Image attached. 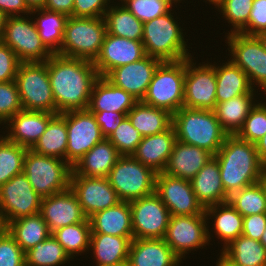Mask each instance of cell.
I'll use <instances>...</instances> for the list:
<instances>
[{"mask_svg": "<svg viewBox=\"0 0 266 266\" xmlns=\"http://www.w3.org/2000/svg\"><path fill=\"white\" fill-rule=\"evenodd\" d=\"M47 67L55 114L88 109L93 85L99 78L93 62L53 54Z\"/></svg>", "mask_w": 266, "mask_h": 266, "instance_id": "1", "label": "cell"}, {"mask_svg": "<svg viewBox=\"0 0 266 266\" xmlns=\"http://www.w3.org/2000/svg\"><path fill=\"white\" fill-rule=\"evenodd\" d=\"M220 168V177L225 193H232L259 182L266 166L260 161L256 146L228 135L214 155Z\"/></svg>", "mask_w": 266, "mask_h": 266, "instance_id": "2", "label": "cell"}, {"mask_svg": "<svg viewBox=\"0 0 266 266\" xmlns=\"http://www.w3.org/2000/svg\"><path fill=\"white\" fill-rule=\"evenodd\" d=\"M172 126L180 142L203 148L215 155L228 134L211 110L180 108L172 114Z\"/></svg>", "mask_w": 266, "mask_h": 266, "instance_id": "3", "label": "cell"}, {"mask_svg": "<svg viewBox=\"0 0 266 266\" xmlns=\"http://www.w3.org/2000/svg\"><path fill=\"white\" fill-rule=\"evenodd\" d=\"M143 23V38L145 54L163 61H180L194 57L189 53L185 41L184 30L171 12Z\"/></svg>", "mask_w": 266, "mask_h": 266, "instance_id": "4", "label": "cell"}, {"mask_svg": "<svg viewBox=\"0 0 266 266\" xmlns=\"http://www.w3.org/2000/svg\"><path fill=\"white\" fill-rule=\"evenodd\" d=\"M106 33L103 17L70 16L65 24L62 45L56 54L94 62L100 53Z\"/></svg>", "mask_w": 266, "mask_h": 266, "instance_id": "5", "label": "cell"}, {"mask_svg": "<svg viewBox=\"0 0 266 266\" xmlns=\"http://www.w3.org/2000/svg\"><path fill=\"white\" fill-rule=\"evenodd\" d=\"M186 59L163 61L156 68L142 102L176 113L183 107Z\"/></svg>", "mask_w": 266, "mask_h": 266, "instance_id": "6", "label": "cell"}, {"mask_svg": "<svg viewBox=\"0 0 266 266\" xmlns=\"http://www.w3.org/2000/svg\"><path fill=\"white\" fill-rule=\"evenodd\" d=\"M72 170V166L67 161L40 155L31 149H27L24 156L23 173L42 198L70 188Z\"/></svg>", "mask_w": 266, "mask_h": 266, "instance_id": "7", "label": "cell"}, {"mask_svg": "<svg viewBox=\"0 0 266 266\" xmlns=\"http://www.w3.org/2000/svg\"><path fill=\"white\" fill-rule=\"evenodd\" d=\"M157 173L136 160L122 155L107 176L120 201L131 202L155 192Z\"/></svg>", "mask_w": 266, "mask_h": 266, "instance_id": "8", "label": "cell"}, {"mask_svg": "<svg viewBox=\"0 0 266 266\" xmlns=\"http://www.w3.org/2000/svg\"><path fill=\"white\" fill-rule=\"evenodd\" d=\"M15 82L24 110L55 114L47 61L21 62Z\"/></svg>", "mask_w": 266, "mask_h": 266, "instance_id": "9", "label": "cell"}, {"mask_svg": "<svg viewBox=\"0 0 266 266\" xmlns=\"http://www.w3.org/2000/svg\"><path fill=\"white\" fill-rule=\"evenodd\" d=\"M28 17L8 16L1 42L8 45L21 62H46L53 53L42 42L34 17Z\"/></svg>", "mask_w": 266, "mask_h": 266, "instance_id": "10", "label": "cell"}, {"mask_svg": "<svg viewBox=\"0 0 266 266\" xmlns=\"http://www.w3.org/2000/svg\"><path fill=\"white\" fill-rule=\"evenodd\" d=\"M226 34L225 43L231 56L229 60L247 74L253 89L257 86L266 95V50L261 41L257 36Z\"/></svg>", "mask_w": 266, "mask_h": 266, "instance_id": "11", "label": "cell"}, {"mask_svg": "<svg viewBox=\"0 0 266 266\" xmlns=\"http://www.w3.org/2000/svg\"><path fill=\"white\" fill-rule=\"evenodd\" d=\"M208 223L205 214L171 216L164 240L182 261L192 250L209 245L212 234Z\"/></svg>", "mask_w": 266, "mask_h": 266, "instance_id": "12", "label": "cell"}, {"mask_svg": "<svg viewBox=\"0 0 266 266\" xmlns=\"http://www.w3.org/2000/svg\"><path fill=\"white\" fill-rule=\"evenodd\" d=\"M193 58L186 59L183 106L192 109L214 111L216 108V64H197ZM204 64V65H203Z\"/></svg>", "mask_w": 266, "mask_h": 266, "instance_id": "13", "label": "cell"}, {"mask_svg": "<svg viewBox=\"0 0 266 266\" xmlns=\"http://www.w3.org/2000/svg\"><path fill=\"white\" fill-rule=\"evenodd\" d=\"M66 120L68 143L66 161L73 166L92 147L104 139L95 116L89 109L60 114Z\"/></svg>", "mask_w": 266, "mask_h": 266, "instance_id": "14", "label": "cell"}, {"mask_svg": "<svg viewBox=\"0 0 266 266\" xmlns=\"http://www.w3.org/2000/svg\"><path fill=\"white\" fill-rule=\"evenodd\" d=\"M129 203L133 239L165 237L171 214L155 192Z\"/></svg>", "mask_w": 266, "mask_h": 266, "instance_id": "15", "label": "cell"}, {"mask_svg": "<svg viewBox=\"0 0 266 266\" xmlns=\"http://www.w3.org/2000/svg\"><path fill=\"white\" fill-rule=\"evenodd\" d=\"M41 200L24 173L0 185V208L7 223L39 213Z\"/></svg>", "mask_w": 266, "mask_h": 266, "instance_id": "16", "label": "cell"}, {"mask_svg": "<svg viewBox=\"0 0 266 266\" xmlns=\"http://www.w3.org/2000/svg\"><path fill=\"white\" fill-rule=\"evenodd\" d=\"M155 193L170 211L171 216L205 214V208L197 200L190 180L157 173Z\"/></svg>", "mask_w": 266, "mask_h": 266, "instance_id": "17", "label": "cell"}, {"mask_svg": "<svg viewBox=\"0 0 266 266\" xmlns=\"http://www.w3.org/2000/svg\"><path fill=\"white\" fill-rule=\"evenodd\" d=\"M70 189L77 196L78 202L88 219L93 214L120 202L107 177H84L77 175L72 170Z\"/></svg>", "mask_w": 266, "mask_h": 266, "instance_id": "18", "label": "cell"}, {"mask_svg": "<svg viewBox=\"0 0 266 266\" xmlns=\"http://www.w3.org/2000/svg\"><path fill=\"white\" fill-rule=\"evenodd\" d=\"M161 62L158 58L146 55L137 62L116 67L105 78L114 86L130 93L138 101H142Z\"/></svg>", "mask_w": 266, "mask_h": 266, "instance_id": "19", "label": "cell"}, {"mask_svg": "<svg viewBox=\"0 0 266 266\" xmlns=\"http://www.w3.org/2000/svg\"><path fill=\"white\" fill-rule=\"evenodd\" d=\"M145 56L142 41L106 33L100 53L93 64L98 75L105 77L116 67L137 62Z\"/></svg>", "mask_w": 266, "mask_h": 266, "instance_id": "20", "label": "cell"}, {"mask_svg": "<svg viewBox=\"0 0 266 266\" xmlns=\"http://www.w3.org/2000/svg\"><path fill=\"white\" fill-rule=\"evenodd\" d=\"M41 215L52 233L58 228L86 221L77 196L68 188L41 200Z\"/></svg>", "mask_w": 266, "mask_h": 266, "instance_id": "21", "label": "cell"}, {"mask_svg": "<svg viewBox=\"0 0 266 266\" xmlns=\"http://www.w3.org/2000/svg\"><path fill=\"white\" fill-rule=\"evenodd\" d=\"M56 114L22 109L11 117L5 124L8 129L4 137L27 149H31L45 132L49 121ZM9 123V124H8Z\"/></svg>", "mask_w": 266, "mask_h": 266, "instance_id": "22", "label": "cell"}, {"mask_svg": "<svg viewBox=\"0 0 266 266\" xmlns=\"http://www.w3.org/2000/svg\"><path fill=\"white\" fill-rule=\"evenodd\" d=\"M164 238L133 239L129 247V266H180Z\"/></svg>", "mask_w": 266, "mask_h": 266, "instance_id": "23", "label": "cell"}, {"mask_svg": "<svg viewBox=\"0 0 266 266\" xmlns=\"http://www.w3.org/2000/svg\"><path fill=\"white\" fill-rule=\"evenodd\" d=\"M213 156L203 148L176 140L163 173L191 180Z\"/></svg>", "mask_w": 266, "mask_h": 266, "instance_id": "24", "label": "cell"}, {"mask_svg": "<svg viewBox=\"0 0 266 266\" xmlns=\"http://www.w3.org/2000/svg\"><path fill=\"white\" fill-rule=\"evenodd\" d=\"M176 140L175 130L171 126L162 133L142 137L132 156L156 173L163 172Z\"/></svg>", "mask_w": 266, "mask_h": 266, "instance_id": "25", "label": "cell"}, {"mask_svg": "<svg viewBox=\"0 0 266 266\" xmlns=\"http://www.w3.org/2000/svg\"><path fill=\"white\" fill-rule=\"evenodd\" d=\"M197 200L204 208L228 202L229 196L220 177V168L217 159L213 156L190 180Z\"/></svg>", "mask_w": 266, "mask_h": 266, "instance_id": "26", "label": "cell"}, {"mask_svg": "<svg viewBox=\"0 0 266 266\" xmlns=\"http://www.w3.org/2000/svg\"><path fill=\"white\" fill-rule=\"evenodd\" d=\"M137 102L138 100L130 93L99 76L93 85L88 109L127 114Z\"/></svg>", "mask_w": 266, "mask_h": 266, "instance_id": "27", "label": "cell"}, {"mask_svg": "<svg viewBox=\"0 0 266 266\" xmlns=\"http://www.w3.org/2000/svg\"><path fill=\"white\" fill-rule=\"evenodd\" d=\"M122 155L104 138L83 155L73 166V171L84 177H107Z\"/></svg>", "mask_w": 266, "mask_h": 266, "instance_id": "28", "label": "cell"}, {"mask_svg": "<svg viewBox=\"0 0 266 266\" xmlns=\"http://www.w3.org/2000/svg\"><path fill=\"white\" fill-rule=\"evenodd\" d=\"M89 220L91 224V233L133 236L129 202L120 201L110 208L93 214Z\"/></svg>", "mask_w": 266, "mask_h": 266, "instance_id": "29", "label": "cell"}, {"mask_svg": "<svg viewBox=\"0 0 266 266\" xmlns=\"http://www.w3.org/2000/svg\"><path fill=\"white\" fill-rule=\"evenodd\" d=\"M133 236H114L91 233L90 247L96 266L116 265L128 261L129 247Z\"/></svg>", "mask_w": 266, "mask_h": 266, "instance_id": "30", "label": "cell"}, {"mask_svg": "<svg viewBox=\"0 0 266 266\" xmlns=\"http://www.w3.org/2000/svg\"><path fill=\"white\" fill-rule=\"evenodd\" d=\"M228 61V62H227ZM216 66V102L222 103L245 94H256L247 74L234 65L229 58Z\"/></svg>", "mask_w": 266, "mask_h": 266, "instance_id": "31", "label": "cell"}, {"mask_svg": "<svg viewBox=\"0 0 266 266\" xmlns=\"http://www.w3.org/2000/svg\"><path fill=\"white\" fill-rule=\"evenodd\" d=\"M205 215L207 220L213 218L214 228L209 229L211 232L214 229L216 237L223 242L222 249L242 235L243 216L229 202L206 207Z\"/></svg>", "mask_w": 266, "mask_h": 266, "instance_id": "32", "label": "cell"}, {"mask_svg": "<svg viewBox=\"0 0 266 266\" xmlns=\"http://www.w3.org/2000/svg\"><path fill=\"white\" fill-rule=\"evenodd\" d=\"M127 117L142 137L162 133L172 126V114L168 110L149 106L142 101L134 105Z\"/></svg>", "mask_w": 266, "mask_h": 266, "instance_id": "33", "label": "cell"}, {"mask_svg": "<svg viewBox=\"0 0 266 266\" xmlns=\"http://www.w3.org/2000/svg\"><path fill=\"white\" fill-rule=\"evenodd\" d=\"M257 94H245L228 101L217 103L214 112L223 130L228 135H236L245 119L255 106ZM255 97V98H254Z\"/></svg>", "mask_w": 266, "mask_h": 266, "instance_id": "34", "label": "cell"}, {"mask_svg": "<svg viewBox=\"0 0 266 266\" xmlns=\"http://www.w3.org/2000/svg\"><path fill=\"white\" fill-rule=\"evenodd\" d=\"M8 232L24 252L33 248L37 243L43 242L52 234L40 212L9 222Z\"/></svg>", "mask_w": 266, "mask_h": 266, "instance_id": "35", "label": "cell"}, {"mask_svg": "<svg viewBox=\"0 0 266 266\" xmlns=\"http://www.w3.org/2000/svg\"><path fill=\"white\" fill-rule=\"evenodd\" d=\"M112 5V6H111ZM110 4L104 14L108 34L142 41L143 22L137 19L123 4Z\"/></svg>", "mask_w": 266, "mask_h": 266, "instance_id": "36", "label": "cell"}, {"mask_svg": "<svg viewBox=\"0 0 266 266\" xmlns=\"http://www.w3.org/2000/svg\"><path fill=\"white\" fill-rule=\"evenodd\" d=\"M67 143L66 120L60 114H56L31 150L40 155L57 157L66 161Z\"/></svg>", "mask_w": 266, "mask_h": 266, "instance_id": "37", "label": "cell"}, {"mask_svg": "<svg viewBox=\"0 0 266 266\" xmlns=\"http://www.w3.org/2000/svg\"><path fill=\"white\" fill-rule=\"evenodd\" d=\"M34 13L37 14L36 17L39 16L34 19V23L42 42L53 54H56L63 42L68 16L46 9L33 10L30 15L34 16Z\"/></svg>", "mask_w": 266, "mask_h": 266, "instance_id": "38", "label": "cell"}, {"mask_svg": "<svg viewBox=\"0 0 266 266\" xmlns=\"http://www.w3.org/2000/svg\"><path fill=\"white\" fill-rule=\"evenodd\" d=\"M221 251L239 266H266V248L258 240L240 235Z\"/></svg>", "mask_w": 266, "mask_h": 266, "instance_id": "39", "label": "cell"}, {"mask_svg": "<svg viewBox=\"0 0 266 266\" xmlns=\"http://www.w3.org/2000/svg\"><path fill=\"white\" fill-rule=\"evenodd\" d=\"M53 237L61 244L70 259L82 253L89 252L91 240V224L84 222L58 228L52 232ZM75 254V255H74Z\"/></svg>", "mask_w": 266, "mask_h": 266, "instance_id": "40", "label": "cell"}, {"mask_svg": "<svg viewBox=\"0 0 266 266\" xmlns=\"http://www.w3.org/2000/svg\"><path fill=\"white\" fill-rule=\"evenodd\" d=\"M70 260L61 244L52 234L25 252L26 266H63Z\"/></svg>", "mask_w": 266, "mask_h": 266, "instance_id": "41", "label": "cell"}, {"mask_svg": "<svg viewBox=\"0 0 266 266\" xmlns=\"http://www.w3.org/2000/svg\"><path fill=\"white\" fill-rule=\"evenodd\" d=\"M228 202L243 216L266 213V196L259 182L232 193Z\"/></svg>", "mask_w": 266, "mask_h": 266, "instance_id": "42", "label": "cell"}, {"mask_svg": "<svg viewBox=\"0 0 266 266\" xmlns=\"http://www.w3.org/2000/svg\"><path fill=\"white\" fill-rule=\"evenodd\" d=\"M27 148L0 135V185L23 173V161Z\"/></svg>", "mask_w": 266, "mask_h": 266, "instance_id": "43", "label": "cell"}, {"mask_svg": "<svg viewBox=\"0 0 266 266\" xmlns=\"http://www.w3.org/2000/svg\"><path fill=\"white\" fill-rule=\"evenodd\" d=\"M253 0H222L216 7L222 17L231 24L228 33H241L247 26Z\"/></svg>", "mask_w": 266, "mask_h": 266, "instance_id": "44", "label": "cell"}, {"mask_svg": "<svg viewBox=\"0 0 266 266\" xmlns=\"http://www.w3.org/2000/svg\"><path fill=\"white\" fill-rule=\"evenodd\" d=\"M143 23L168 13L180 0H119Z\"/></svg>", "mask_w": 266, "mask_h": 266, "instance_id": "45", "label": "cell"}, {"mask_svg": "<svg viewBox=\"0 0 266 266\" xmlns=\"http://www.w3.org/2000/svg\"><path fill=\"white\" fill-rule=\"evenodd\" d=\"M266 134V102L257 101L236 136L255 144Z\"/></svg>", "mask_w": 266, "mask_h": 266, "instance_id": "46", "label": "cell"}, {"mask_svg": "<svg viewBox=\"0 0 266 266\" xmlns=\"http://www.w3.org/2000/svg\"><path fill=\"white\" fill-rule=\"evenodd\" d=\"M108 139L121 155H132L141 142L142 136L126 117Z\"/></svg>", "mask_w": 266, "mask_h": 266, "instance_id": "47", "label": "cell"}, {"mask_svg": "<svg viewBox=\"0 0 266 266\" xmlns=\"http://www.w3.org/2000/svg\"><path fill=\"white\" fill-rule=\"evenodd\" d=\"M22 109L15 80L0 82V124L5 126V123Z\"/></svg>", "mask_w": 266, "mask_h": 266, "instance_id": "48", "label": "cell"}, {"mask_svg": "<svg viewBox=\"0 0 266 266\" xmlns=\"http://www.w3.org/2000/svg\"><path fill=\"white\" fill-rule=\"evenodd\" d=\"M0 266H26L25 252L8 231L0 237Z\"/></svg>", "mask_w": 266, "mask_h": 266, "instance_id": "49", "label": "cell"}, {"mask_svg": "<svg viewBox=\"0 0 266 266\" xmlns=\"http://www.w3.org/2000/svg\"><path fill=\"white\" fill-rule=\"evenodd\" d=\"M20 64L15 52L0 41V82L14 81Z\"/></svg>", "mask_w": 266, "mask_h": 266, "instance_id": "50", "label": "cell"}, {"mask_svg": "<svg viewBox=\"0 0 266 266\" xmlns=\"http://www.w3.org/2000/svg\"><path fill=\"white\" fill-rule=\"evenodd\" d=\"M111 0H74L73 16L84 18L104 17Z\"/></svg>", "mask_w": 266, "mask_h": 266, "instance_id": "51", "label": "cell"}, {"mask_svg": "<svg viewBox=\"0 0 266 266\" xmlns=\"http://www.w3.org/2000/svg\"><path fill=\"white\" fill-rule=\"evenodd\" d=\"M264 31H266V0H253L248 26L241 33L257 36Z\"/></svg>", "mask_w": 266, "mask_h": 266, "instance_id": "52", "label": "cell"}, {"mask_svg": "<svg viewBox=\"0 0 266 266\" xmlns=\"http://www.w3.org/2000/svg\"><path fill=\"white\" fill-rule=\"evenodd\" d=\"M99 124L104 138H108L120 123L127 117V114L113 111H91Z\"/></svg>", "mask_w": 266, "mask_h": 266, "instance_id": "53", "label": "cell"}, {"mask_svg": "<svg viewBox=\"0 0 266 266\" xmlns=\"http://www.w3.org/2000/svg\"><path fill=\"white\" fill-rule=\"evenodd\" d=\"M266 228V213L243 217L242 235L260 241Z\"/></svg>", "mask_w": 266, "mask_h": 266, "instance_id": "54", "label": "cell"}, {"mask_svg": "<svg viewBox=\"0 0 266 266\" xmlns=\"http://www.w3.org/2000/svg\"><path fill=\"white\" fill-rule=\"evenodd\" d=\"M0 10L7 16H22L23 14L31 16V11L24 0H0Z\"/></svg>", "mask_w": 266, "mask_h": 266, "instance_id": "55", "label": "cell"}, {"mask_svg": "<svg viewBox=\"0 0 266 266\" xmlns=\"http://www.w3.org/2000/svg\"><path fill=\"white\" fill-rule=\"evenodd\" d=\"M74 0H46L45 8L48 11L73 16Z\"/></svg>", "mask_w": 266, "mask_h": 266, "instance_id": "56", "label": "cell"}, {"mask_svg": "<svg viewBox=\"0 0 266 266\" xmlns=\"http://www.w3.org/2000/svg\"><path fill=\"white\" fill-rule=\"evenodd\" d=\"M255 146L260 161L266 166V134L255 143Z\"/></svg>", "mask_w": 266, "mask_h": 266, "instance_id": "57", "label": "cell"}, {"mask_svg": "<svg viewBox=\"0 0 266 266\" xmlns=\"http://www.w3.org/2000/svg\"><path fill=\"white\" fill-rule=\"evenodd\" d=\"M30 11L44 9L46 0H24Z\"/></svg>", "mask_w": 266, "mask_h": 266, "instance_id": "58", "label": "cell"}, {"mask_svg": "<svg viewBox=\"0 0 266 266\" xmlns=\"http://www.w3.org/2000/svg\"><path fill=\"white\" fill-rule=\"evenodd\" d=\"M217 259L218 261L216 262V266H239L227 258L222 252Z\"/></svg>", "mask_w": 266, "mask_h": 266, "instance_id": "59", "label": "cell"}, {"mask_svg": "<svg viewBox=\"0 0 266 266\" xmlns=\"http://www.w3.org/2000/svg\"><path fill=\"white\" fill-rule=\"evenodd\" d=\"M8 231V223L5 219L4 213L0 208V237H2Z\"/></svg>", "mask_w": 266, "mask_h": 266, "instance_id": "60", "label": "cell"}, {"mask_svg": "<svg viewBox=\"0 0 266 266\" xmlns=\"http://www.w3.org/2000/svg\"><path fill=\"white\" fill-rule=\"evenodd\" d=\"M7 17L8 16L3 11L0 10V41L3 35Z\"/></svg>", "mask_w": 266, "mask_h": 266, "instance_id": "61", "label": "cell"}, {"mask_svg": "<svg viewBox=\"0 0 266 266\" xmlns=\"http://www.w3.org/2000/svg\"><path fill=\"white\" fill-rule=\"evenodd\" d=\"M259 183L261 184L262 188L264 189L265 196H266V168L263 170L262 176L260 177Z\"/></svg>", "mask_w": 266, "mask_h": 266, "instance_id": "62", "label": "cell"}, {"mask_svg": "<svg viewBox=\"0 0 266 266\" xmlns=\"http://www.w3.org/2000/svg\"><path fill=\"white\" fill-rule=\"evenodd\" d=\"M257 37L261 41L264 49L266 50V31L259 33Z\"/></svg>", "mask_w": 266, "mask_h": 266, "instance_id": "63", "label": "cell"}, {"mask_svg": "<svg viewBox=\"0 0 266 266\" xmlns=\"http://www.w3.org/2000/svg\"><path fill=\"white\" fill-rule=\"evenodd\" d=\"M260 243L266 248V228L261 236Z\"/></svg>", "mask_w": 266, "mask_h": 266, "instance_id": "64", "label": "cell"}, {"mask_svg": "<svg viewBox=\"0 0 266 266\" xmlns=\"http://www.w3.org/2000/svg\"><path fill=\"white\" fill-rule=\"evenodd\" d=\"M180 1H182V0H180ZM207 1L216 7L222 0H206L205 2H207Z\"/></svg>", "mask_w": 266, "mask_h": 266, "instance_id": "65", "label": "cell"}, {"mask_svg": "<svg viewBox=\"0 0 266 266\" xmlns=\"http://www.w3.org/2000/svg\"><path fill=\"white\" fill-rule=\"evenodd\" d=\"M109 266H129L128 261L127 262H122L116 265H109Z\"/></svg>", "mask_w": 266, "mask_h": 266, "instance_id": "66", "label": "cell"}]
</instances>
